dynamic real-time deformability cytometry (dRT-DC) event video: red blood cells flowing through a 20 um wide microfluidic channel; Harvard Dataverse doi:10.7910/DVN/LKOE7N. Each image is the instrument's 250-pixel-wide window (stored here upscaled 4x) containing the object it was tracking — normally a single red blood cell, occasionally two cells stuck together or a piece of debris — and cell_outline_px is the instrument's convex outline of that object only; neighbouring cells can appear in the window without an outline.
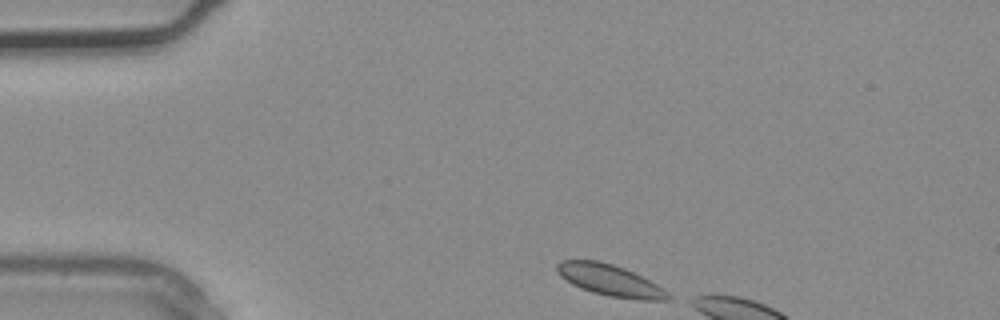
{"species": "common noctule bat (a hibernating species)", "species_latin": "Nyctalus noctula", "temperature_condition": "warm", "stored_images_in_passage": 3, "camera_frame_rate_fps": 3000, "um_per_image_px": 0.085, "animal": {"sex": "male", "body_mass_g": 20.4}, "frame": {"image": 1, "passage_image": 1, "time_ms": 0.0, "image_size_px": [1000, 320], "cell_outline_px": [[672, 300], [640, 300], [608, 296], [592, 292], [580, 288], [572, 284], [560, 276], [556, 272], [556, 264], [560, 260], [600, 260], [624, 268], [664, 288], [672, 296]], "centroid_in_image_um": [51.84, 23.83], "position_along_channel_um": 33.2, "area_um2": 20.4}}
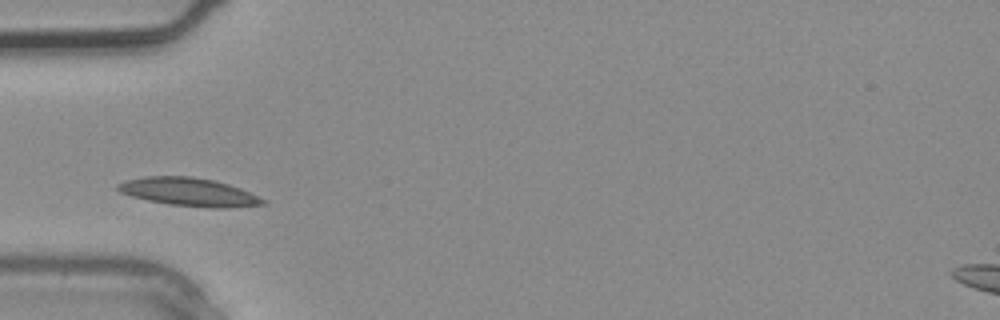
{"frame": {"image": 2, "passage_image": 3, "time_ms": 0.667, "image_size_px": [1000, 320], "cell_outline_px": [[268, 204], [228, 208], [212, 208], [168, 204], [148, 200], [132, 196], [120, 192], [116, 188], [116, 184], [124, 180], [144, 176], [192, 176], [212, 180], [228, 184], [240, 188], [264, 200]], "centroid_in_image_um": [16.02, 16.31], "position_along_channel_um": 69.0, "area_um2": 23.81}}